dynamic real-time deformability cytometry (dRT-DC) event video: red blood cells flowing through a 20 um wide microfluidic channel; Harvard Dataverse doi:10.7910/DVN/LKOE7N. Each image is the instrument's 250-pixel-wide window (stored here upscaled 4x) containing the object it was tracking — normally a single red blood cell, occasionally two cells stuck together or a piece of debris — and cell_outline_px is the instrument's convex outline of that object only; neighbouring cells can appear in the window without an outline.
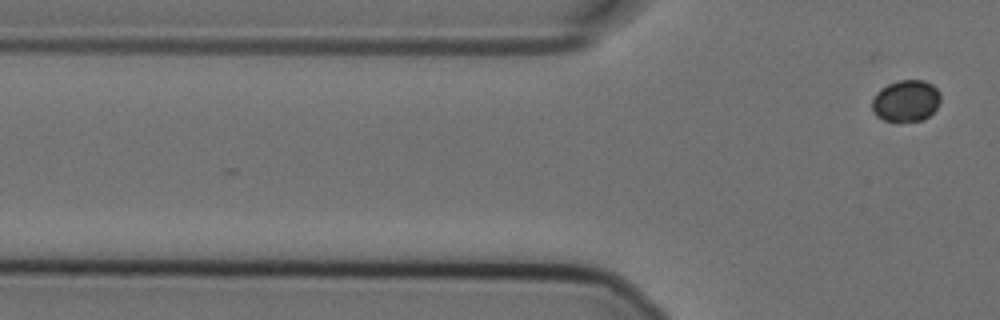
{"species": "Egyptian fruit bat (a non-hibernating species)", "species_latin": "Rousettus aegyptiacus", "temperature_condition": "cold", "stored_images_in_passage": 3, "camera_frame_rate_fps": 3000, "um_per_image_px": 0.085, "animal": {"sex": "female"}, "frame": {"image": 1, "passage_image": 3, "time_ms": 0.667, "image_size_px": [1000, 320], "cell_outline_px": [[940, 100], [936, 108], [928, 116], [920, 120], [896, 124], [884, 120], [876, 116], [872, 108], [872, 100], [876, 92], [880, 88], [888, 84], [900, 80], [924, 80], [932, 84], [940, 92]], "centroid_in_image_um": [76.98, 8.59], "position_along_channel_um": 48.8, "area_um2": 16.94}}